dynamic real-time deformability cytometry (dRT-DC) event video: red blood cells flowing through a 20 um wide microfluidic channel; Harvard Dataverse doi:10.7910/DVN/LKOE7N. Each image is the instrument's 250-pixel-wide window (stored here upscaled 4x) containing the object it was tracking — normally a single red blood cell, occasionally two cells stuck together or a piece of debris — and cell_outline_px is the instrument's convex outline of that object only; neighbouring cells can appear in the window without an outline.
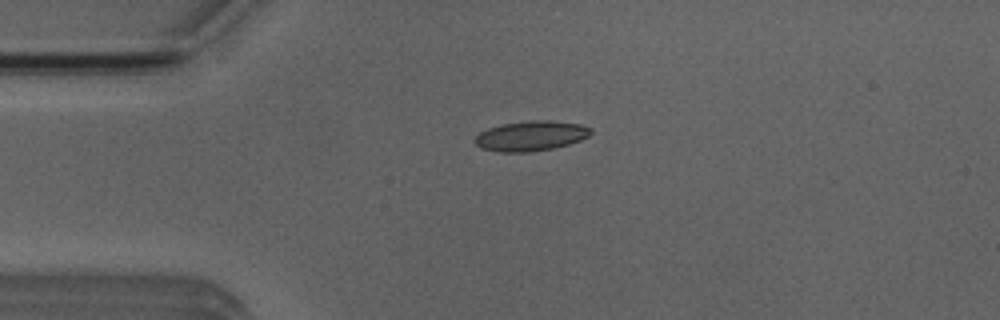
{"species": "Egyptian fruit bat (a non-hibernating species)", "species_latin": "Rousettus aegyptiacus", "temperature_condition": "room temperature", "stored_images_in_passage": 6, "camera_frame_rate_fps": 3000, "um_per_image_px": 0.085, "animal": {"sex": "male"}, "frame": {"image": 1, "passage_image": 1, "time_ms": 0.0, "image_size_px": [1000, 320], "cell_outline_px": [[592, 132], [588, 136], [580, 140], [568, 144], [552, 148], [528, 152], [500, 152], [484, 148], [476, 144], [472, 140], [480, 132], [488, 128], [504, 124], [528, 120], [548, 120], [580, 124], [592, 128]], "centroid_in_image_um": [45.13, 11.54], "position_along_channel_um": 39.9, "area_um2": 20.11}}
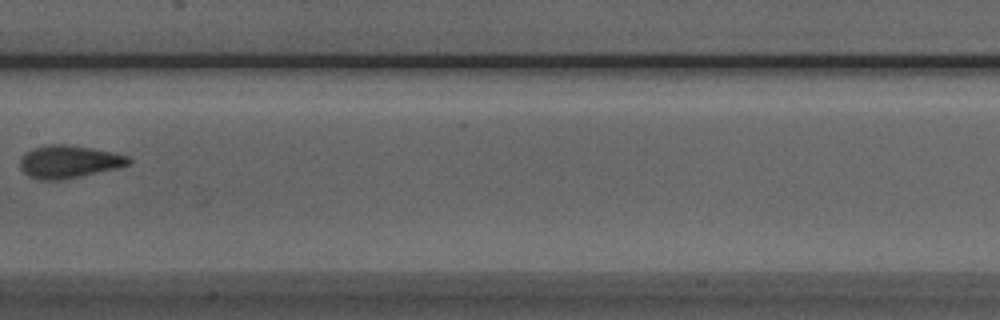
{"frame": {"image": 2, "passage_image": 5, "time_ms": 4.667, "image_size_px": [1000, 320], "cell_outline_px": [[132, 164], [116, 168], [80, 176], [60, 180], [40, 180], [28, 176], [20, 168], [20, 160], [32, 148], [44, 144], [64, 144], [92, 148], [112, 152], [128, 156], [132, 160]], "centroid_in_image_um": [5.86, 13.74], "position_along_channel_um": 201.5, "area_um2": 20.63}}
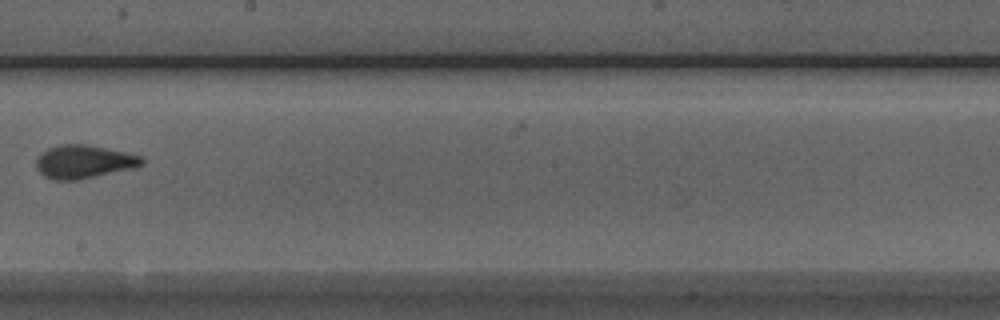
{"frame": {"image": 3, "passage_image": 6, "time_ms": 5.667, "image_size_px": [1000, 320], "cell_outline_px": [[144, 164], [136, 168], [80, 180], [52, 180], [44, 176], [36, 168], [36, 160], [40, 152], [48, 148], [60, 144], [88, 144], [124, 152], [140, 156], [144, 160]], "centroid_in_image_um": [7.12, 13.76], "position_along_channel_um": 241.1, "area_um2": 20.81}}